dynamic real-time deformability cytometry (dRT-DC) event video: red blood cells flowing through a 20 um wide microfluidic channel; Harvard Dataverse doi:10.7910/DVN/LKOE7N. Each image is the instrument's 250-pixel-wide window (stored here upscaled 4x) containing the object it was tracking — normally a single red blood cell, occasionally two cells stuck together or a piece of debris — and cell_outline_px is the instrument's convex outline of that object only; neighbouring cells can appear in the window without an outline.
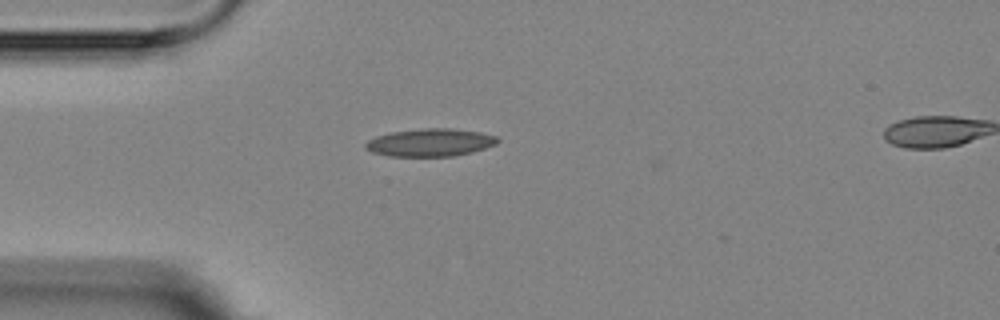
{"species": "Egyptian fruit bat (a non-hibernating species)", "species_latin": "Rousettus aegyptiacus", "temperature_condition": "room temperature", "stored_images_in_passage": 2, "camera_frame_rate_fps": 3000, "um_per_image_px": 0.085, "animal": {"sex": "female"}, "frame": {"image": 1, "passage_image": 2, "time_ms": 2.333, "image_size_px": [1000, 320], "cell_outline_px": [[500, 140], [496, 144], [472, 152], [452, 156], [388, 156], [372, 152], [364, 144], [368, 140], [376, 136], [392, 132], [424, 128], [452, 128], [480, 132], [496, 136]], "centroid_in_image_um": [36.58, 12.11], "position_along_channel_um": 48.4, "area_um2": 21.21}}